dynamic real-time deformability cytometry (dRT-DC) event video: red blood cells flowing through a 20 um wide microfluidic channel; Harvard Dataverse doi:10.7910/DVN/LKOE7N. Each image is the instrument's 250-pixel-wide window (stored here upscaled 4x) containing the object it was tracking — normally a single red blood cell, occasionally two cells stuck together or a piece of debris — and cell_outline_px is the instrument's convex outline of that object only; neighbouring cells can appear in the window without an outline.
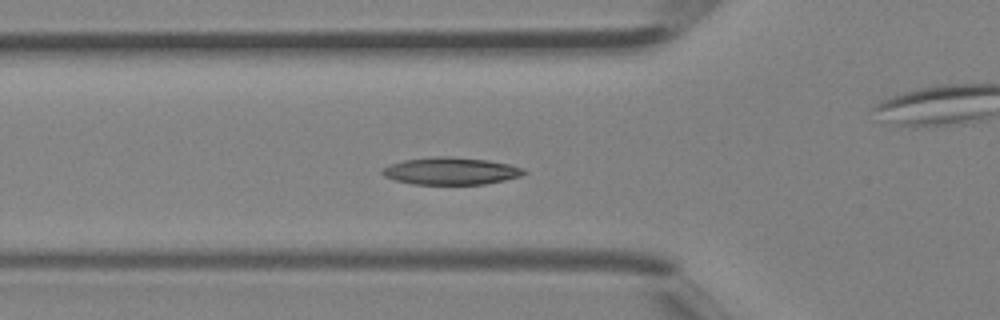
{"species": "Egyptian fruit bat (a non-hibernating species)", "species_latin": "Rousettus aegyptiacus", "temperature_condition": "room temperature", "stored_images_in_passage": 42, "camera_frame_rate_fps": 3000, "um_per_image_px": 0.085, "animal": {"sex": "female"}, "frame": {"image": 1, "passage_image": 14, "time_ms": 4.333, "image_size_px": [1000, 320], "cell_outline_px": [[528, 172], [520, 176], [504, 180], [484, 184], [412, 184], [396, 180], [384, 176], [380, 172], [380, 168], [388, 164], [404, 160], [432, 156], [452, 156], [488, 160], [508, 164], [524, 168]], "centroid_in_image_um": [38.29, 14.52], "position_along_channel_um": 87.5, "area_um2": 22.72}}
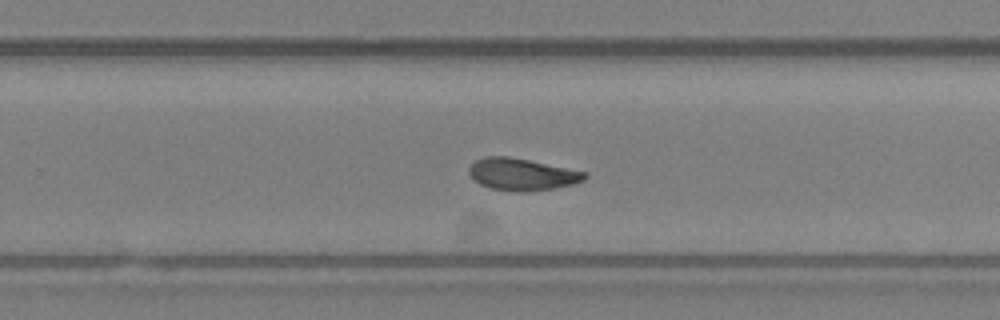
{"frame": {"image": 2, "passage_image": 26, "time_ms": 8.333, "image_size_px": [1000, 320], "cell_outline_px": [[588, 176], [584, 180], [572, 184], [556, 188], [524, 192], [520, 192], [492, 188], [480, 184], [468, 172], [468, 168], [476, 160], [484, 156], [508, 156], [588, 172]], "centroid_in_image_um": [44.39, 14.81], "position_along_channel_um": 285.4, "area_um2": 21.44}}
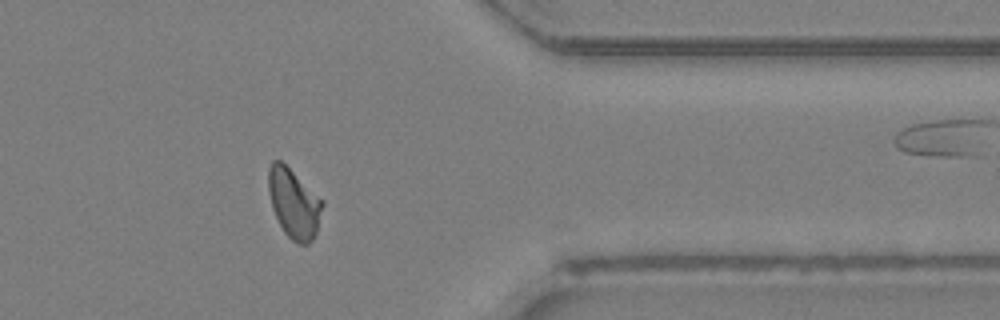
{"frame": {"image": 3, "passage_image": 33, "time_ms": 10.667, "image_size_px": [1000, 320], "cell_outline_px": [[324, 204], [316, 232], [312, 240], [308, 244], [300, 244], [292, 240], [284, 232], [272, 208], [268, 192], [268, 168], [272, 160], [280, 160], [324, 200]], "centroid_in_image_um": [24.98, 17.27], "position_along_channel_um": 386.4, "area_um2": 21.79}}